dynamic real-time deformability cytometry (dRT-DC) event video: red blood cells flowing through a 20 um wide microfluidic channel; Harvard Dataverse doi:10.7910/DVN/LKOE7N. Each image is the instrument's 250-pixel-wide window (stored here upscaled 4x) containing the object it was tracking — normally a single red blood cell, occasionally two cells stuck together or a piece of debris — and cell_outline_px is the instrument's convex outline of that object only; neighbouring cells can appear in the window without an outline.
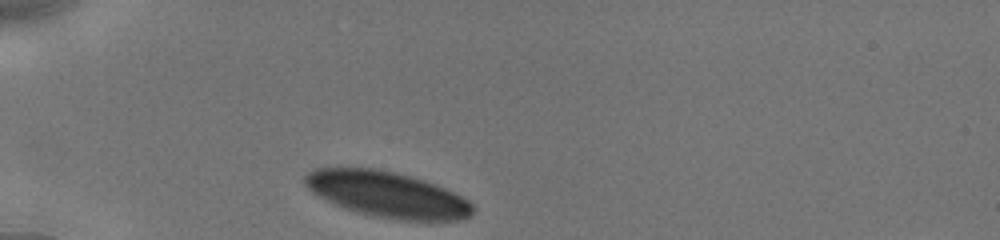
{"species": "human", "species_latin": "Homo sapiens", "temperature_condition": "cold", "stored_images_in_passage": 37, "camera_frame_rate_fps": 3000, "um_per_image_px": 0.085, "donor": {"sex": "male"}, "frame": {"image": 1, "passage_image": 1, "time_ms": 0.0, "image_size_px": [1000, 240], "cell_outline_px": [[476, 208], [472, 216], [460, 220], [396, 220], [372, 216], [356, 212], [336, 204], [312, 192], [304, 184], [304, 176], [308, 172], [316, 168], [376, 168], [396, 172], [412, 176], [436, 184], [468, 200]], "centroid_in_image_um": [32.94, 16.53], "position_along_channel_um": 52.1, "area_um2": 44.8}}
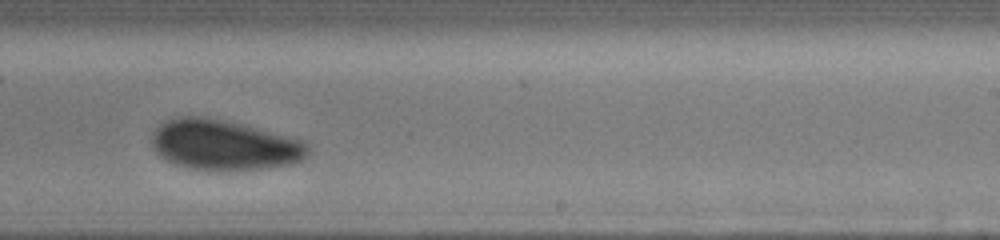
{"frame": {"image": 2, "passage_image": 19, "time_ms": 6.333, "image_size_px": [1000, 240], "cell_outline_px": [[312, 152], [308, 156], [292, 164], [236, 172], [228, 172], [188, 168], [176, 164], [160, 156], [156, 152], [152, 144], [152, 132], [164, 120], [180, 116], [208, 116], [308, 140]], "centroid_in_image_um": [19.11, 12.33], "position_along_channel_um": 269.9, "area_um2": 46.88}}
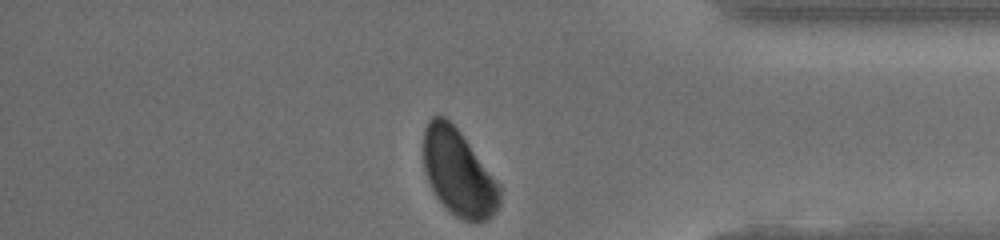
{"frame": {"image": 3, "passage_image": 37, "time_ms": 10.0, "image_size_px": [1000, 240], "cell_outline_px": [[500, 204], [496, 212], [488, 220], [472, 224], [456, 216], [436, 196], [428, 180], [424, 168], [424, 128], [428, 120], [432, 116], [444, 116], [460, 132], [500, 184]], "centroid_in_image_um": [38.99, 14.71], "position_along_channel_um": 396.2, "area_um2": 38.21}, "authors_computed_cell_mechanics": {"area_um2": 46.818, "velocity_mm_per_s": 3.8574, "shape_relaxation_time_tau1_ms": 1.6545, "shape_relaxation_time_tau2_ms": 2.1694, "deformation_change_tau1": 0.0417, "deformation_change_tau2": 0.0509}}